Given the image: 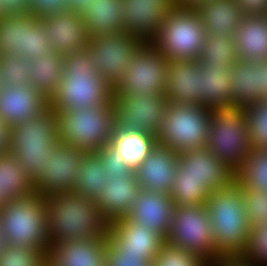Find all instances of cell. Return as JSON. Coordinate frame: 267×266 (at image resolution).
<instances>
[{"label":"cell","instance_id":"obj_48","mask_svg":"<svg viewBox=\"0 0 267 266\" xmlns=\"http://www.w3.org/2000/svg\"><path fill=\"white\" fill-rule=\"evenodd\" d=\"M30 0H0V11L3 15L29 14Z\"/></svg>","mask_w":267,"mask_h":266},{"label":"cell","instance_id":"obj_10","mask_svg":"<svg viewBox=\"0 0 267 266\" xmlns=\"http://www.w3.org/2000/svg\"><path fill=\"white\" fill-rule=\"evenodd\" d=\"M211 115L208 107L169 103L156 143L168 146L177 154L205 148Z\"/></svg>","mask_w":267,"mask_h":266},{"label":"cell","instance_id":"obj_7","mask_svg":"<svg viewBox=\"0 0 267 266\" xmlns=\"http://www.w3.org/2000/svg\"><path fill=\"white\" fill-rule=\"evenodd\" d=\"M59 144L55 111L48 106L39 115L9 128L8 151L16 156L33 183V167L46 168L48 156Z\"/></svg>","mask_w":267,"mask_h":266},{"label":"cell","instance_id":"obj_4","mask_svg":"<svg viewBox=\"0 0 267 266\" xmlns=\"http://www.w3.org/2000/svg\"><path fill=\"white\" fill-rule=\"evenodd\" d=\"M46 199L50 244L99 237L108 224L101 218L96 200L70 192Z\"/></svg>","mask_w":267,"mask_h":266},{"label":"cell","instance_id":"obj_42","mask_svg":"<svg viewBox=\"0 0 267 266\" xmlns=\"http://www.w3.org/2000/svg\"><path fill=\"white\" fill-rule=\"evenodd\" d=\"M246 214L251 226L267 223V193L264 190L242 188Z\"/></svg>","mask_w":267,"mask_h":266},{"label":"cell","instance_id":"obj_53","mask_svg":"<svg viewBox=\"0 0 267 266\" xmlns=\"http://www.w3.org/2000/svg\"><path fill=\"white\" fill-rule=\"evenodd\" d=\"M220 266H248L240 260H224Z\"/></svg>","mask_w":267,"mask_h":266},{"label":"cell","instance_id":"obj_9","mask_svg":"<svg viewBox=\"0 0 267 266\" xmlns=\"http://www.w3.org/2000/svg\"><path fill=\"white\" fill-rule=\"evenodd\" d=\"M165 242L195 254L210 266H220L223 261L215 252L206 204L174 206Z\"/></svg>","mask_w":267,"mask_h":266},{"label":"cell","instance_id":"obj_27","mask_svg":"<svg viewBox=\"0 0 267 266\" xmlns=\"http://www.w3.org/2000/svg\"><path fill=\"white\" fill-rule=\"evenodd\" d=\"M200 67V105L209 109L232 106L230 80L233 66L219 68L200 63Z\"/></svg>","mask_w":267,"mask_h":266},{"label":"cell","instance_id":"obj_22","mask_svg":"<svg viewBox=\"0 0 267 266\" xmlns=\"http://www.w3.org/2000/svg\"><path fill=\"white\" fill-rule=\"evenodd\" d=\"M173 208L169 194L140 189L126 218L152 229L166 239L172 223Z\"/></svg>","mask_w":267,"mask_h":266},{"label":"cell","instance_id":"obj_47","mask_svg":"<svg viewBox=\"0 0 267 266\" xmlns=\"http://www.w3.org/2000/svg\"><path fill=\"white\" fill-rule=\"evenodd\" d=\"M244 17L267 16V0H234Z\"/></svg>","mask_w":267,"mask_h":266},{"label":"cell","instance_id":"obj_13","mask_svg":"<svg viewBox=\"0 0 267 266\" xmlns=\"http://www.w3.org/2000/svg\"><path fill=\"white\" fill-rule=\"evenodd\" d=\"M143 45L124 30L89 38L87 50L97 66V72L114 87L127 74L132 57Z\"/></svg>","mask_w":267,"mask_h":266},{"label":"cell","instance_id":"obj_54","mask_svg":"<svg viewBox=\"0 0 267 266\" xmlns=\"http://www.w3.org/2000/svg\"><path fill=\"white\" fill-rule=\"evenodd\" d=\"M3 245H4V240H3V237L1 235V228H0V252H1Z\"/></svg>","mask_w":267,"mask_h":266},{"label":"cell","instance_id":"obj_50","mask_svg":"<svg viewBox=\"0 0 267 266\" xmlns=\"http://www.w3.org/2000/svg\"><path fill=\"white\" fill-rule=\"evenodd\" d=\"M93 0H67L65 9L82 15L86 8L91 7Z\"/></svg>","mask_w":267,"mask_h":266},{"label":"cell","instance_id":"obj_39","mask_svg":"<svg viewBox=\"0 0 267 266\" xmlns=\"http://www.w3.org/2000/svg\"><path fill=\"white\" fill-rule=\"evenodd\" d=\"M28 59L20 55H0V73L5 87L30 84Z\"/></svg>","mask_w":267,"mask_h":266},{"label":"cell","instance_id":"obj_15","mask_svg":"<svg viewBox=\"0 0 267 266\" xmlns=\"http://www.w3.org/2000/svg\"><path fill=\"white\" fill-rule=\"evenodd\" d=\"M84 154L80 149L59 143L48 156L46 168L33 167L35 192L44 198L74 192Z\"/></svg>","mask_w":267,"mask_h":266},{"label":"cell","instance_id":"obj_49","mask_svg":"<svg viewBox=\"0 0 267 266\" xmlns=\"http://www.w3.org/2000/svg\"><path fill=\"white\" fill-rule=\"evenodd\" d=\"M257 87L261 88V100L267 99V59L258 62Z\"/></svg>","mask_w":267,"mask_h":266},{"label":"cell","instance_id":"obj_8","mask_svg":"<svg viewBox=\"0 0 267 266\" xmlns=\"http://www.w3.org/2000/svg\"><path fill=\"white\" fill-rule=\"evenodd\" d=\"M206 148L235 173L248 159L252 149L247 108H212Z\"/></svg>","mask_w":267,"mask_h":266},{"label":"cell","instance_id":"obj_1","mask_svg":"<svg viewBox=\"0 0 267 266\" xmlns=\"http://www.w3.org/2000/svg\"><path fill=\"white\" fill-rule=\"evenodd\" d=\"M217 255L239 260L245 253L251 225L246 214L243 189L234 180L213 190L206 201Z\"/></svg>","mask_w":267,"mask_h":266},{"label":"cell","instance_id":"obj_35","mask_svg":"<svg viewBox=\"0 0 267 266\" xmlns=\"http://www.w3.org/2000/svg\"><path fill=\"white\" fill-rule=\"evenodd\" d=\"M205 66H233L238 58L234 37L206 34L198 59Z\"/></svg>","mask_w":267,"mask_h":266},{"label":"cell","instance_id":"obj_56","mask_svg":"<svg viewBox=\"0 0 267 266\" xmlns=\"http://www.w3.org/2000/svg\"><path fill=\"white\" fill-rule=\"evenodd\" d=\"M6 205V202L0 197V208Z\"/></svg>","mask_w":267,"mask_h":266},{"label":"cell","instance_id":"obj_6","mask_svg":"<svg viewBox=\"0 0 267 266\" xmlns=\"http://www.w3.org/2000/svg\"><path fill=\"white\" fill-rule=\"evenodd\" d=\"M0 228L4 244L48 251L46 199L34 192L9 200L0 208Z\"/></svg>","mask_w":267,"mask_h":266},{"label":"cell","instance_id":"obj_30","mask_svg":"<svg viewBox=\"0 0 267 266\" xmlns=\"http://www.w3.org/2000/svg\"><path fill=\"white\" fill-rule=\"evenodd\" d=\"M28 63L30 84L50 100L61 82L63 57L55 50L50 49L42 57L35 56L31 58Z\"/></svg>","mask_w":267,"mask_h":266},{"label":"cell","instance_id":"obj_34","mask_svg":"<svg viewBox=\"0 0 267 266\" xmlns=\"http://www.w3.org/2000/svg\"><path fill=\"white\" fill-rule=\"evenodd\" d=\"M107 181V171L100 156L97 153H85L74 192L96 200Z\"/></svg>","mask_w":267,"mask_h":266},{"label":"cell","instance_id":"obj_33","mask_svg":"<svg viewBox=\"0 0 267 266\" xmlns=\"http://www.w3.org/2000/svg\"><path fill=\"white\" fill-rule=\"evenodd\" d=\"M156 144V136L142 131H121L114 128L110 146L135 170Z\"/></svg>","mask_w":267,"mask_h":266},{"label":"cell","instance_id":"obj_16","mask_svg":"<svg viewBox=\"0 0 267 266\" xmlns=\"http://www.w3.org/2000/svg\"><path fill=\"white\" fill-rule=\"evenodd\" d=\"M174 0H122L124 31L143 44H152Z\"/></svg>","mask_w":267,"mask_h":266},{"label":"cell","instance_id":"obj_29","mask_svg":"<svg viewBox=\"0 0 267 266\" xmlns=\"http://www.w3.org/2000/svg\"><path fill=\"white\" fill-rule=\"evenodd\" d=\"M39 20L33 14L0 17V55H27L29 29Z\"/></svg>","mask_w":267,"mask_h":266},{"label":"cell","instance_id":"obj_28","mask_svg":"<svg viewBox=\"0 0 267 266\" xmlns=\"http://www.w3.org/2000/svg\"><path fill=\"white\" fill-rule=\"evenodd\" d=\"M122 0H93L81 15L89 38L124 30Z\"/></svg>","mask_w":267,"mask_h":266},{"label":"cell","instance_id":"obj_31","mask_svg":"<svg viewBox=\"0 0 267 266\" xmlns=\"http://www.w3.org/2000/svg\"><path fill=\"white\" fill-rule=\"evenodd\" d=\"M258 62L237 60L230 80L232 106L249 108L261 101V88L257 87Z\"/></svg>","mask_w":267,"mask_h":266},{"label":"cell","instance_id":"obj_55","mask_svg":"<svg viewBox=\"0 0 267 266\" xmlns=\"http://www.w3.org/2000/svg\"><path fill=\"white\" fill-rule=\"evenodd\" d=\"M5 87V84L3 83V80H2V78H1V73H0V90L2 89V88H4Z\"/></svg>","mask_w":267,"mask_h":266},{"label":"cell","instance_id":"obj_2","mask_svg":"<svg viewBox=\"0 0 267 266\" xmlns=\"http://www.w3.org/2000/svg\"><path fill=\"white\" fill-rule=\"evenodd\" d=\"M178 158V169L169 194L174 206L206 204L211 191L235 180V172L206 147L181 152Z\"/></svg>","mask_w":267,"mask_h":266},{"label":"cell","instance_id":"obj_11","mask_svg":"<svg viewBox=\"0 0 267 266\" xmlns=\"http://www.w3.org/2000/svg\"><path fill=\"white\" fill-rule=\"evenodd\" d=\"M205 38L206 30L198 12L175 6L165 16L152 44L168 60H197Z\"/></svg>","mask_w":267,"mask_h":266},{"label":"cell","instance_id":"obj_5","mask_svg":"<svg viewBox=\"0 0 267 266\" xmlns=\"http://www.w3.org/2000/svg\"><path fill=\"white\" fill-rule=\"evenodd\" d=\"M58 141L84 153H96L109 145L115 128L113 100L105 106L55 110Z\"/></svg>","mask_w":267,"mask_h":266},{"label":"cell","instance_id":"obj_36","mask_svg":"<svg viewBox=\"0 0 267 266\" xmlns=\"http://www.w3.org/2000/svg\"><path fill=\"white\" fill-rule=\"evenodd\" d=\"M235 180L242 188L261 189L267 193V150H252L235 173Z\"/></svg>","mask_w":267,"mask_h":266},{"label":"cell","instance_id":"obj_44","mask_svg":"<svg viewBox=\"0 0 267 266\" xmlns=\"http://www.w3.org/2000/svg\"><path fill=\"white\" fill-rule=\"evenodd\" d=\"M106 266H153L140 254L123 253V250L108 236L106 244Z\"/></svg>","mask_w":267,"mask_h":266},{"label":"cell","instance_id":"obj_46","mask_svg":"<svg viewBox=\"0 0 267 266\" xmlns=\"http://www.w3.org/2000/svg\"><path fill=\"white\" fill-rule=\"evenodd\" d=\"M67 0H30L29 13L42 19L60 12H65Z\"/></svg>","mask_w":267,"mask_h":266},{"label":"cell","instance_id":"obj_38","mask_svg":"<svg viewBox=\"0 0 267 266\" xmlns=\"http://www.w3.org/2000/svg\"><path fill=\"white\" fill-rule=\"evenodd\" d=\"M246 120L254 151L267 150V99L247 108Z\"/></svg>","mask_w":267,"mask_h":266},{"label":"cell","instance_id":"obj_51","mask_svg":"<svg viewBox=\"0 0 267 266\" xmlns=\"http://www.w3.org/2000/svg\"><path fill=\"white\" fill-rule=\"evenodd\" d=\"M9 128L0 120V154L8 152Z\"/></svg>","mask_w":267,"mask_h":266},{"label":"cell","instance_id":"obj_40","mask_svg":"<svg viewBox=\"0 0 267 266\" xmlns=\"http://www.w3.org/2000/svg\"><path fill=\"white\" fill-rule=\"evenodd\" d=\"M239 260L248 266H267V223L251 226L246 251Z\"/></svg>","mask_w":267,"mask_h":266},{"label":"cell","instance_id":"obj_18","mask_svg":"<svg viewBox=\"0 0 267 266\" xmlns=\"http://www.w3.org/2000/svg\"><path fill=\"white\" fill-rule=\"evenodd\" d=\"M178 154L156 143L144 161L134 170L140 189L170 194L178 169Z\"/></svg>","mask_w":267,"mask_h":266},{"label":"cell","instance_id":"obj_3","mask_svg":"<svg viewBox=\"0 0 267 266\" xmlns=\"http://www.w3.org/2000/svg\"><path fill=\"white\" fill-rule=\"evenodd\" d=\"M112 100L113 87L97 72L87 49L63 57L61 82L49 100L54 111L105 106Z\"/></svg>","mask_w":267,"mask_h":266},{"label":"cell","instance_id":"obj_41","mask_svg":"<svg viewBox=\"0 0 267 266\" xmlns=\"http://www.w3.org/2000/svg\"><path fill=\"white\" fill-rule=\"evenodd\" d=\"M153 266H210L202 258L182 248L164 243L154 258Z\"/></svg>","mask_w":267,"mask_h":266},{"label":"cell","instance_id":"obj_14","mask_svg":"<svg viewBox=\"0 0 267 266\" xmlns=\"http://www.w3.org/2000/svg\"><path fill=\"white\" fill-rule=\"evenodd\" d=\"M115 128L121 131H142L157 135L169 101L164 94H113Z\"/></svg>","mask_w":267,"mask_h":266},{"label":"cell","instance_id":"obj_26","mask_svg":"<svg viewBox=\"0 0 267 266\" xmlns=\"http://www.w3.org/2000/svg\"><path fill=\"white\" fill-rule=\"evenodd\" d=\"M200 15L206 34L234 37L244 18L234 0H208L195 9Z\"/></svg>","mask_w":267,"mask_h":266},{"label":"cell","instance_id":"obj_45","mask_svg":"<svg viewBox=\"0 0 267 266\" xmlns=\"http://www.w3.org/2000/svg\"><path fill=\"white\" fill-rule=\"evenodd\" d=\"M51 49L46 37V30L41 19H39L30 29H29V41L27 55L25 56L28 60L35 56H43Z\"/></svg>","mask_w":267,"mask_h":266},{"label":"cell","instance_id":"obj_12","mask_svg":"<svg viewBox=\"0 0 267 266\" xmlns=\"http://www.w3.org/2000/svg\"><path fill=\"white\" fill-rule=\"evenodd\" d=\"M168 60L153 44H143L133 55L129 71L113 87V94H164Z\"/></svg>","mask_w":267,"mask_h":266},{"label":"cell","instance_id":"obj_37","mask_svg":"<svg viewBox=\"0 0 267 266\" xmlns=\"http://www.w3.org/2000/svg\"><path fill=\"white\" fill-rule=\"evenodd\" d=\"M48 251L4 244L0 252V266H46Z\"/></svg>","mask_w":267,"mask_h":266},{"label":"cell","instance_id":"obj_43","mask_svg":"<svg viewBox=\"0 0 267 266\" xmlns=\"http://www.w3.org/2000/svg\"><path fill=\"white\" fill-rule=\"evenodd\" d=\"M96 153L100 156L101 161L103 162L108 179L132 176L135 173L132 168L126 165L125 160L121 155L110 145L100 148Z\"/></svg>","mask_w":267,"mask_h":266},{"label":"cell","instance_id":"obj_21","mask_svg":"<svg viewBox=\"0 0 267 266\" xmlns=\"http://www.w3.org/2000/svg\"><path fill=\"white\" fill-rule=\"evenodd\" d=\"M108 236L123 250V253L140 254L153 262L165 239L148 227L136 224L126 217L107 226Z\"/></svg>","mask_w":267,"mask_h":266},{"label":"cell","instance_id":"obj_20","mask_svg":"<svg viewBox=\"0 0 267 266\" xmlns=\"http://www.w3.org/2000/svg\"><path fill=\"white\" fill-rule=\"evenodd\" d=\"M48 106L49 100L31 84L0 90V120L8 128L39 115Z\"/></svg>","mask_w":267,"mask_h":266},{"label":"cell","instance_id":"obj_23","mask_svg":"<svg viewBox=\"0 0 267 266\" xmlns=\"http://www.w3.org/2000/svg\"><path fill=\"white\" fill-rule=\"evenodd\" d=\"M200 61L170 60L164 96L173 104L200 105Z\"/></svg>","mask_w":267,"mask_h":266},{"label":"cell","instance_id":"obj_19","mask_svg":"<svg viewBox=\"0 0 267 266\" xmlns=\"http://www.w3.org/2000/svg\"><path fill=\"white\" fill-rule=\"evenodd\" d=\"M107 232L99 237L50 244V266H106Z\"/></svg>","mask_w":267,"mask_h":266},{"label":"cell","instance_id":"obj_32","mask_svg":"<svg viewBox=\"0 0 267 266\" xmlns=\"http://www.w3.org/2000/svg\"><path fill=\"white\" fill-rule=\"evenodd\" d=\"M34 192L32 180L16 156L9 151L0 154V197L7 203Z\"/></svg>","mask_w":267,"mask_h":266},{"label":"cell","instance_id":"obj_25","mask_svg":"<svg viewBox=\"0 0 267 266\" xmlns=\"http://www.w3.org/2000/svg\"><path fill=\"white\" fill-rule=\"evenodd\" d=\"M237 58L259 62L267 59V16L244 17L235 32Z\"/></svg>","mask_w":267,"mask_h":266},{"label":"cell","instance_id":"obj_52","mask_svg":"<svg viewBox=\"0 0 267 266\" xmlns=\"http://www.w3.org/2000/svg\"><path fill=\"white\" fill-rule=\"evenodd\" d=\"M208 0H174L176 7L185 9H196L200 4H204Z\"/></svg>","mask_w":267,"mask_h":266},{"label":"cell","instance_id":"obj_17","mask_svg":"<svg viewBox=\"0 0 267 266\" xmlns=\"http://www.w3.org/2000/svg\"><path fill=\"white\" fill-rule=\"evenodd\" d=\"M51 49L64 57L86 49L89 34L81 15L65 11L41 19Z\"/></svg>","mask_w":267,"mask_h":266},{"label":"cell","instance_id":"obj_24","mask_svg":"<svg viewBox=\"0 0 267 266\" xmlns=\"http://www.w3.org/2000/svg\"><path fill=\"white\" fill-rule=\"evenodd\" d=\"M139 190L135 173L132 176L108 179L96 199L101 218L109 225L115 220L126 217Z\"/></svg>","mask_w":267,"mask_h":266}]
</instances>
